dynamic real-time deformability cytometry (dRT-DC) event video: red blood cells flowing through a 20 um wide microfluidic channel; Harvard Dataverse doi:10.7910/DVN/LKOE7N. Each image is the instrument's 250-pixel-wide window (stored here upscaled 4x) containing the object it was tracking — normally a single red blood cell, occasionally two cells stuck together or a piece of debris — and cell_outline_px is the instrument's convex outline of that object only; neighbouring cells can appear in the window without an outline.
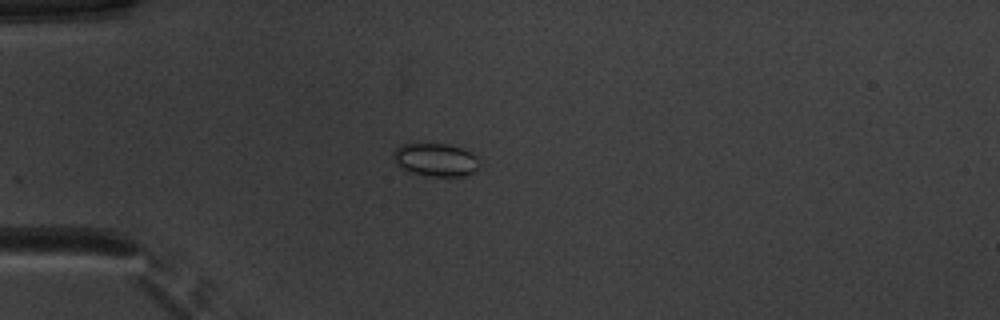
{"species": "common noctule bat (a hibernating species)", "species_latin": "Nyctalus noctula", "temperature_condition": "warm", "stored_images_in_passage": 39, "camera_frame_rate_fps": 3000, "um_per_image_px": 0.085, "animal": {"sex": "male", "body_mass_g": 20.1, "forearm_length_mm": 53.5}, "frame": {"image": 1, "passage_image": 2, "time_ms": 0.333, "image_size_px": [1000, 320], "cell_outline_px": [[480, 164], [472, 172], [464, 176], [424, 176], [404, 172], [396, 164], [392, 156], [392, 152], [400, 144], [448, 144], [464, 148], [476, 156]], "centroid_in_image_um": [36.97, 13.59], "position_along_channel_um": 48.0, "area_um2": 16.94}}
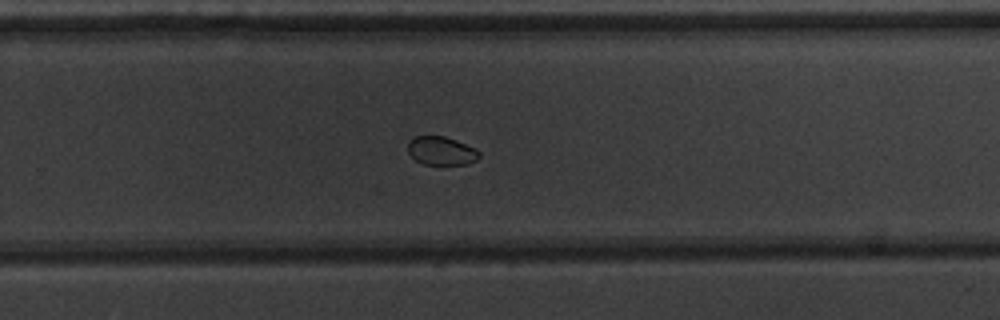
{"frame": {"image": 2, "passage_image": 22, "time_ms": 7.0, "image_size_px": [1000, 320], "cell_outline_px": [[480, 156], [476, 160], [468, 164], [424, 164], [416, 160], [408, 152], [408, 140], [416, 136], [444, 136], [456, 140], [476, 148], [480, 152]], "centroid_in_image_um": [37.52, 12.81], "position_along_channel_um": 292.3, "area_um2": 11.85}}
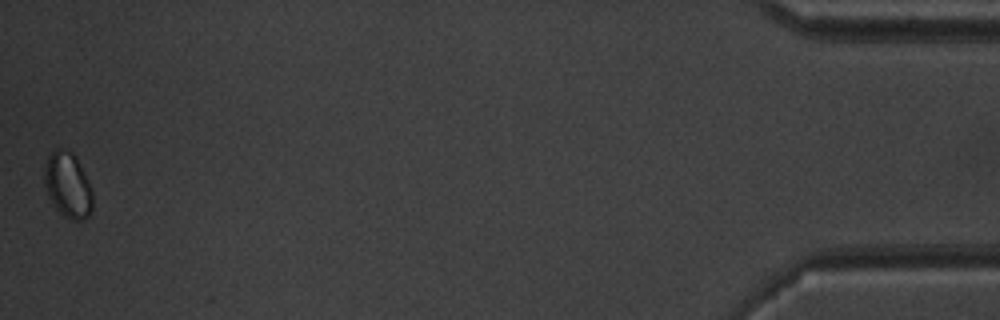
{"frame": {"image": 3, "passage_image": 39, "time_ms": 12.667, "image_size_px": [1000, 320], "cell_outline_px": [[92, 212], [84, 220], [72, 220], [64, 216], [56, 208], [48, 196], [44, 184], [44, 168], [48, 156], [56, 148], [60, 148], [72, 152], [84, 172], [88, 180], [92, 192]], "centroid_in_image_um": [5.76, 15.75], "position_along_channel_um": 429.4, "area_um2": 18.32}, "authors_computed_cell_mechanics": {"area_um2": 13.7564, "velocity_mm_per_s": 3.9507, "shape_relaxation_time_tau1_ms": null, "shape_relaxation_time_tau2_ms": 1.8486, "deformation_change_tau1": null, "deformation_change_tau2": 0.024}}